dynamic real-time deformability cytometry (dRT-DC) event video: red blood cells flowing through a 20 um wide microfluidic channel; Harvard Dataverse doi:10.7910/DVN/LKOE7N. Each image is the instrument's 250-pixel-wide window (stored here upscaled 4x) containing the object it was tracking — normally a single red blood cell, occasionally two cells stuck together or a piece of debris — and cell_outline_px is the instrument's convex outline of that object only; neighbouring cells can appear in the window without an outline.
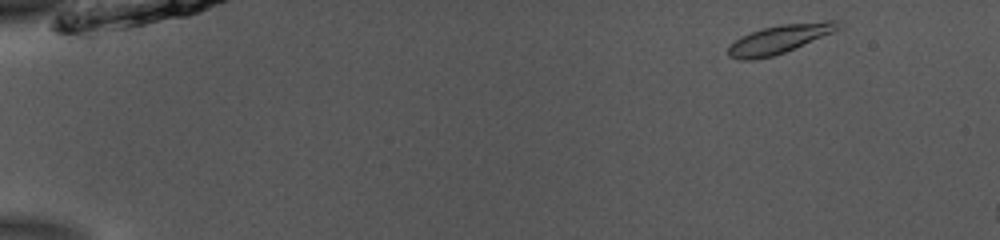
{"species": "common noctule bat (a hibernating species)", "species_latin": "Nyctalus noctula", "temperature_condition": "room temperature", "stored_images_in_passage": 49, "camera_frame_rate_fps": 3000, "um_per_image_px": 0.085, "animal": {"sex": "male", "body_mass_g": 13.0, "forearm_length_mm": 53.1}, "frame": {"image": 1, "passage_image": 2, "time_ms": 0.333, "image_size_px": [1000, 240], "cell_outline_px": [[844, 28], [784, 52], [772, 56], [748, 60], [740, 60], [728, 56], [728, 48], [736, 40], [752, 32], [764, 28], [784, 24], [828, 20], [836, 20]], "centroid_in_image_um": [66.31, 3.31], "position_along_channel_um": 18.7, "area_um2": 17.98}}
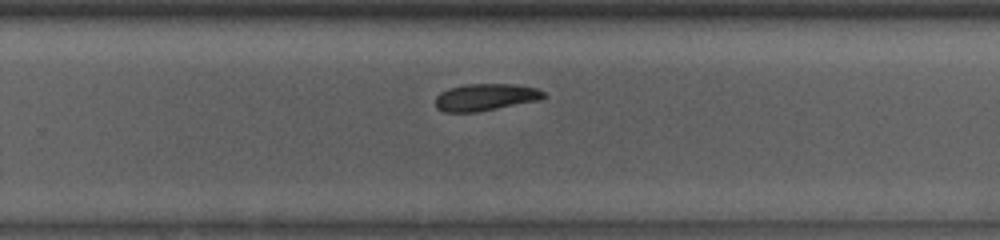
{"frame": {"image": 2, "passage_image": 32, "time_ms": 10.333, "image_size_px": [1000, 240], "cell_outline_px": [[548, 96], [540, 100], [476, 112], [444, 112], [436, 108], [436, 96], [440, 92], [448, 88], [464, 84], [516, 84], [536, 88], [544, 92]], "centroid_in_image_um": [41.27, 8.25], "position_along_channel_um": 288.5, "area_um2": 17.17}}
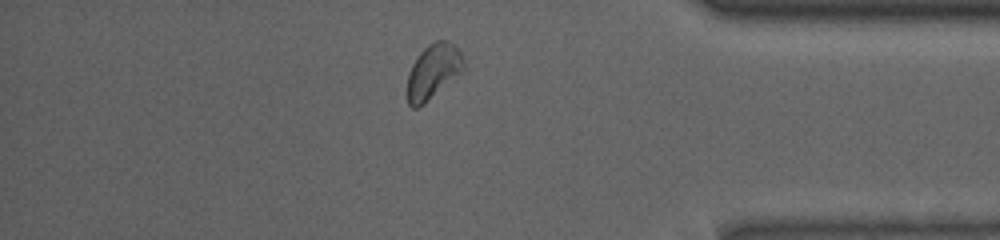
{"frame": {"image": 3, "passage_image": 42, "time_ms": 13.667, "image_size_px": [1000, 240], "cell_outline_px": [[464, 68], [460, 72], [424, 104], [416, 108], [412, 108], [408, 104], [408, 76], [412, 64], [420, 52], [428, 44], [436, 40], [448, 40], [456, 44], [460, 52], [464, 64]], "centroid_in_image_um": [36.81, 6.04], "position_along_channel_um": 398.4, "area_um2": 17.69}}